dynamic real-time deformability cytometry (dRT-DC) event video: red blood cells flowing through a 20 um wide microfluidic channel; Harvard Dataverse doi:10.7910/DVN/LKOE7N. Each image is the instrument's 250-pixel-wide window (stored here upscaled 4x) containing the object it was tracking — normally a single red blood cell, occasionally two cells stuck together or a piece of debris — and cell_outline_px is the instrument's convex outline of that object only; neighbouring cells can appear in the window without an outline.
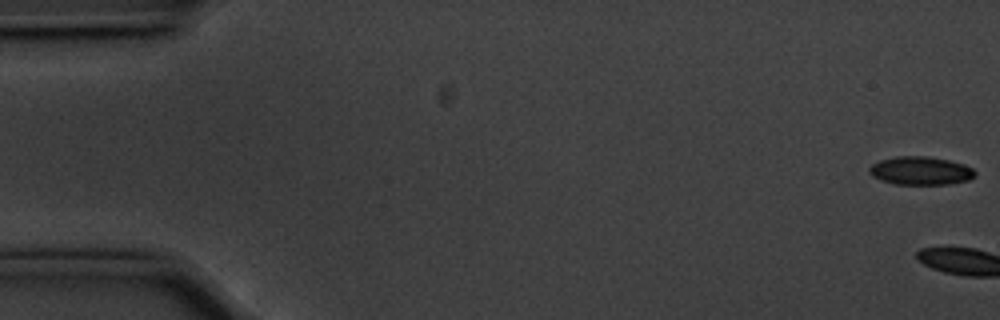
{"species": "common noctule bat (a hibernating species)", "species_latin": "Nyctalus noctula", "temperature_condition": "cold", "stored_images_in_passage": 3, "camera_frame_rate_fps": 3000, "um_per_image_px": 0.085, "animal": {"sex": "male", "body_mass_g": 20.1, "forearm_length_mm": 53.5}, "frame": {"image": 1, "passage_image": 1, "time_ms": 0.0, "image_size_px": [1000, 320], "cell_outline_px": [[976, 176], [968, 180], [948, 184], [896, 184], [880, 180], [872, 176], [868, 172], [868, 168], [872, 164], [880, 160], [896, 156], [928, 156], [948, 160], [964, 164], [972, 168], [976, 172]], "centroid_in_image_um": [78.24, 14.51], "position_along_channel_um": 6.8, "area_um2": 17.51}}